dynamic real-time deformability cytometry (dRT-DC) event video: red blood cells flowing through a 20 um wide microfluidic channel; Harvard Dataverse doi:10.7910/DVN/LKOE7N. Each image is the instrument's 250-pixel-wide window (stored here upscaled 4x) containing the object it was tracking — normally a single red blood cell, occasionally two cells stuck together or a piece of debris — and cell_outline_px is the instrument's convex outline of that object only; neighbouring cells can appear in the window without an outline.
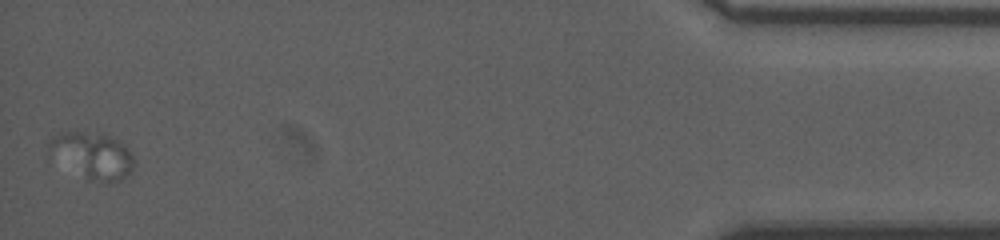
{"species": "human", "species_latin": "Homo sapiens", "temperature_condition": "room temperature", "stored_images_in_passage": 35, "camera_frame_rate_fps": 3000, "um_per_image_px": 0.085, "donor": {"sex": "male"}, "frame": {"image": 1, "passage_image": 35, "time_ms": 11.333, "image_size_px": [1000, 240], "cell_outline_px": [[136, 164], [132, 172], [128, 176], [120, 180], [88, 180], [48, 152], [48, 144], [52, 136], [60, 132], [100, 132], [120, 140], [128, 148]], "centroid_in_image_um": [7.9, 13.17], "position_along_channel_um": 427.3, "area_um2": 22.83}}